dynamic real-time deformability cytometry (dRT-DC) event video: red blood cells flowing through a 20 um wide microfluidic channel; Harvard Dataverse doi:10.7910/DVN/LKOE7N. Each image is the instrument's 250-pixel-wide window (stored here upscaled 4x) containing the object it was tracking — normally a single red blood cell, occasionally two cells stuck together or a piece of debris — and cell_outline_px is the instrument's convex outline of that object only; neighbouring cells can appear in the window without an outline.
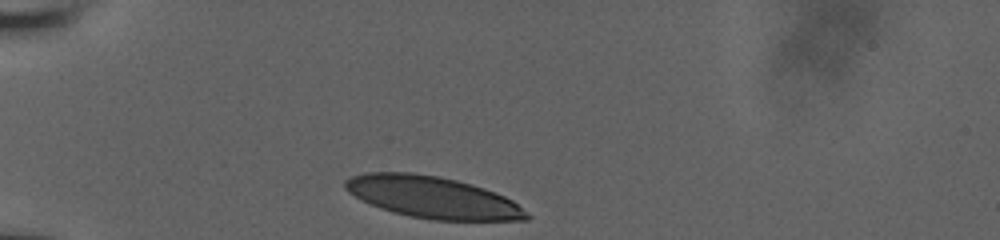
{"species": "human", "species_latin": "Homo sapiens", "temperature_condition": "room temperature", "stored_images_in_passage": 31, "camera_frame_rate_fps": 3000, "um_per_image_px": 0.085, "donor": {"sex": "male"}, "frame": {"image": 1, "passage_image": 1, "time_ms": 0.0, "image_size_px": [1000, 240], "cell_outline_px": [[532, 216], [528, 220], [432, 220], [412, 216], [380, 208], [368, 204], [360, 200], [348, 192], [344, 188], [344, 180], [352, 176], [364, 172], [412, 172], [440, 176], [472, 184], [484, 188], [504, 196], [512, 200]], "centroid_in_image_um": [36.74, 16.76], "position_along_channel_um": 48.3, "area_um2": 44.22}}
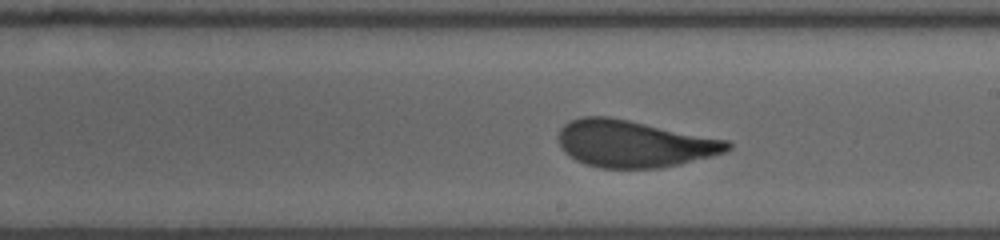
{"frame": {"image": 2, "passage_image": 18, "time_ms": 5.667, "image_size_px": [1000, 240], "cell_outline_px": [[732, 148], [724, 152], [712, 156], [680, 164], [660, 168], [600, 168], [584, 164], [568, 156], [560, 148], [556, 136], [560, 128], [564, 124], [580, 116], [608, 116], [728, 140], [732, 144]], "centroid_in_image_um": [53.83, 12.22], "position_along_channel_um": 235.2, "area_um2": 46.53}}
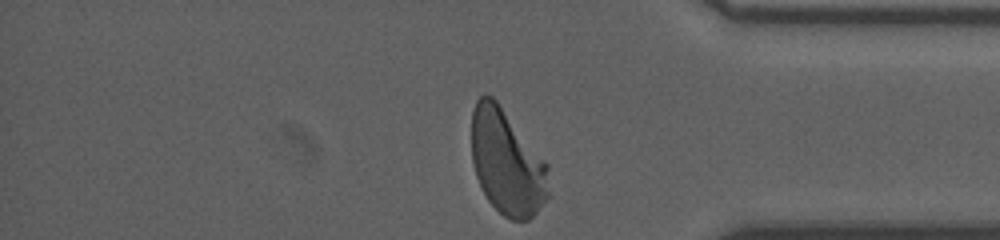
{"frame": {"image": 3, "passage_image": 31, "time_ms": 10.0, "image_size_px": [1000, 240], "cell_outline_px": [[552, 196], [528, 220], [512, 220], [504, 216], [488, 200], [476, 176], [472, 164], [472, 108], [476, 100], [484, 92], [492, 96], [496, 100], [548, 164]], "centroid_in_image_um": [43.12, 13.81], "position_along_channel_um": 392.1, "area_um2": 47.74}, "authors_computed_cell_mechanics": {"area_um2": 46.1822, "velocity_mm_per_s": 3.9094, "shape_relaxation_time_tau1_ms": 3.9325, "shape_relaxation_time_tau2_ms": null, "deformation_change_tau1": 0.1589, "deformation_change_tau2": null}}